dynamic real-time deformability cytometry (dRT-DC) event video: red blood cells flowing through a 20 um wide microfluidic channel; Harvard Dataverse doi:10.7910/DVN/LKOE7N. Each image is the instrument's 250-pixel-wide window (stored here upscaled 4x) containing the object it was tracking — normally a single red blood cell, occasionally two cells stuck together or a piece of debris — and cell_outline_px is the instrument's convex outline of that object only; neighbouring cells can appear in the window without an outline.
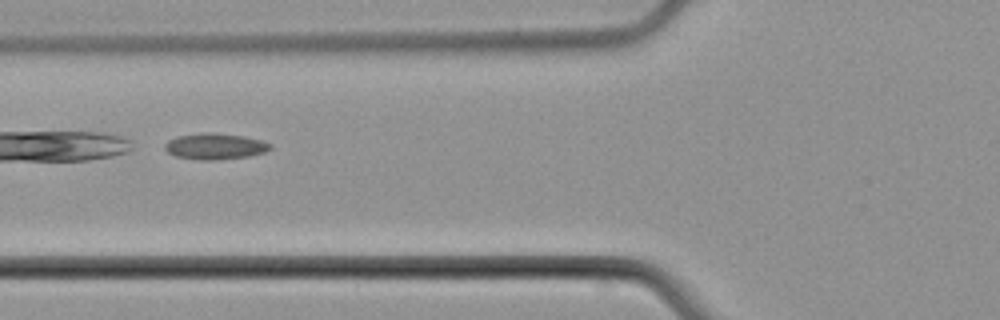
{"species": "common noctule bat (a hibernating species)", "species_latin": "Nyctalus noctula", "temperature_condition": "cold", "stored_images_in_passage": 6, "camera_frame_rate_fps": 3000, "um_per_image_px": 0.085, "animal": {"sex": "male", "body_mass_g": 21.5, "forearm_length_mm": 52.0}, "frame": {"image": 1, "passage_image": 5, "time_ms": 5.667, "image_size_px": [1000, 320], "cell_outline_px": [[272, 148], [264, 152], [248, 156], [212, 160], [200, 160], [176, 156], [168, 152], [164, 148], [164, 144], [168, 140], [176, 136], [200, 132], [212, 132], [244, 136], [260, 140], [272, 144]], "centroid_in_image_um": [18.25, 12.42], "position_along_channel_um": 107.5, "area_um2": 16.07}}
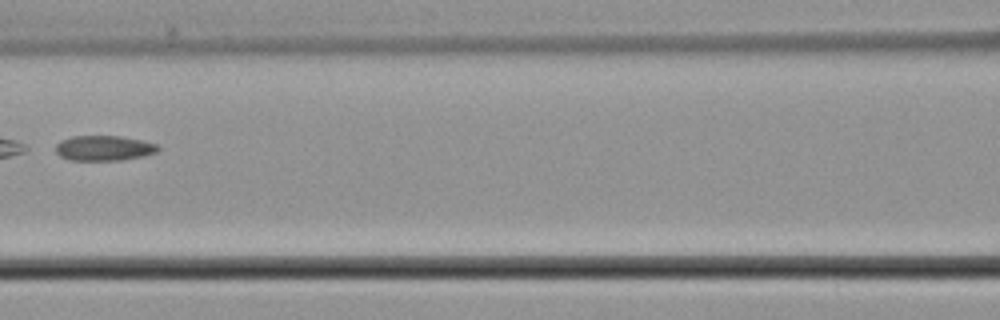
{"frame": {"image": 2, "passage_image": 6, "time_ms": 7.0, "image_size_px": [1000, 320], "cell_outline_px": [[160, 148], [156, 152], [144, 156], [120, 160], [68, 160], [60, 156], [56, 152], [56, 144], [60, 140], [72, 136], [120, 136], [140, 140], [156, 144]], "centroid_in_image_um": [8.8, 12.59], "position_along_channel_um": 157.8, "area_um2": 14.97}}